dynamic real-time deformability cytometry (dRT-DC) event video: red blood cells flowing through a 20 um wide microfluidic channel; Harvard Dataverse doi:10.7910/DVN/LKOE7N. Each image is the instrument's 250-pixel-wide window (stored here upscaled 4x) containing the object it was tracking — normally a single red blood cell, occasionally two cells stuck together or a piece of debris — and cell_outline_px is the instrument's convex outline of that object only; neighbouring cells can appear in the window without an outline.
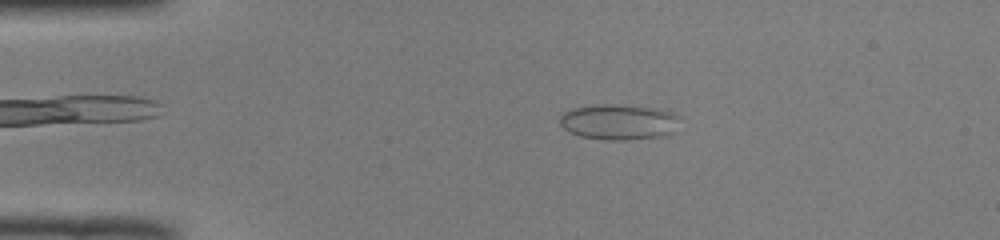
{"species": "common noctule bat (a hibernating species)", "species_latin": "Nyctalus noctula", "temperature_condition": "room temperature", "stored_images_in_passage": 50, "camera_frame_rate_fps": 3000, "um_per_image_px": 0.085, "animal": {"sex": "male", "body_mass_g": 19.0, "forearm_length_mm": 50.8}, "frame": {"image": 1, "passage_image": 10, "time_ms": 3.0, "image_size_px": [1000, 240], "cell_outline_px": [[680, 116], [676, 132], [664, 136], [628, 140], [604, 140], [580, 136], [568, 132], [560, 124], [560, 112], [572, 108], [600, 104], [612, 104], [656, 108], [676, 112]], "centroid_in_image_um": [52.62, 10.37], "position_along_channel_um": 32.4, "area_um2": 25.43}}
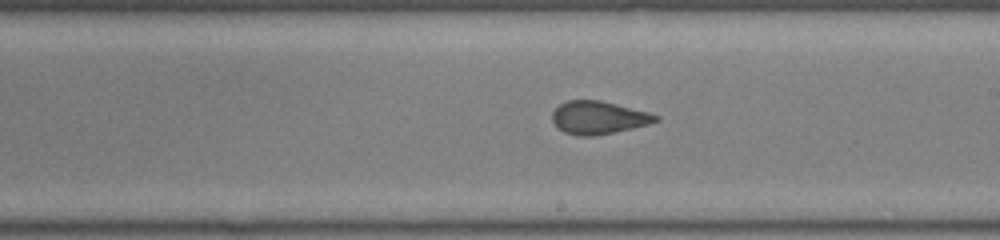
{"frame": {"image": 2, "passage_image": 29, "time_ms": 9.333, "image_size_px": [1000, 240], "cell_outline_px": [[660, 120], [648, 124], [632, 128], [592, 136], [576, 136], [564, 132], [556, 128], [552, 120], [552, 112], [560, 104], [568, 100], [600, 100], [648, 112], [660, 116]], "centroid_in_image_um": [50.84, 10.0], "position_along_channel_um": 238.2, "area_um2": 19.83}}
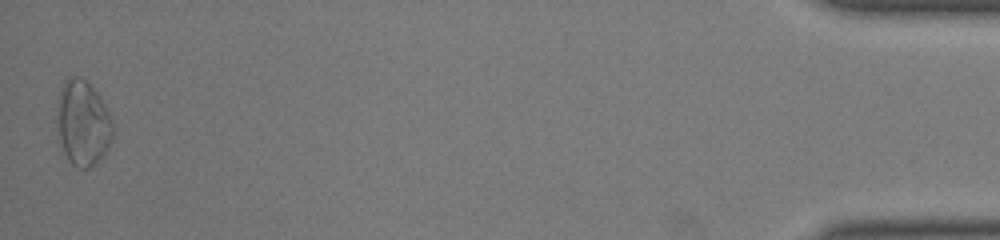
{"frame": {"image": 3, "passage_image": 50, "time_ms": 16.333, "image_size_px": [1000, 240], "cell_outline_px": [[112, 140], [108, 148], [96, 164], [88, 168], [76, 168], [68, 160], [64, 152], [60, 140], [56, 120], [56, 100], [64, 80], [72, 76], [80, 76], [100, 96], [112, 116]], "centroid_in_image_um": [7.03, 10.45], "position_along_channel_um": 428.2, "area_um2": 28.09}, "authors_computed_cell_mechanics": {"area_um2": 21.5016, "velocity_mm_per_s": 3.9957, "shape_relaxation_time_tau1_ms": null, "shape_relaxation_time_tau2_ms": 1.0385, "deformation_change_tau1": null, "deformation_change_tau2": 0.069}}